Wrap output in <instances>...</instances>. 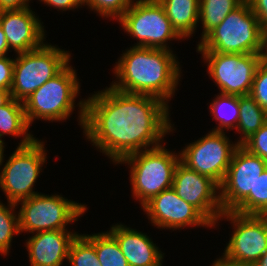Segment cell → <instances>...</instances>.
Instances as JSON below:
<instances>
[{
	"mask_svg": "<svg viewBox=\"0 0 267 266\" xmlns=\"http://www.w3.org/2000/svg\"><path fill=\"white\" fill-rule=\"evenodd\" d=\"M30 7L29 0H0V11Z\"/></svg>",
	"mask_w": 267,
	"mask_h": 266,
	"instance_id": "34",
	"label": "cell"
},
{
	"mask_svg": "<svg viewBox=\"0 0 267 266\" xmlns=\"http://www.w3.org/2000/svg\"><path fill=\"white\" fill-rule=\"evenodd\" d=\"M8 51H9V47L7 44V39H6L5 34L2 30V27L0 26V57L8 54L7 53Z\"/></svg>",
	"mask_w": 267,
	"mask_h": 266,
	"instance_id": "35",
	"label": "cell"
},
{
	"mask_svg": "<svg viewBox=\"0 0 267 266\" xmlns=\"http://www.w3.org/2000/svg\"><path fill=\"white\" fill-rule=\"evenodd\" d=\"M209 108L213 118L218 121V127L212 131L224 132L226 129H236L240 115L239 96L219 93Z\"/></svg>",
	"mask_w": 267,
	"mask_h": 266,
	"instance_id": "22",
	"label": "cell"
},
{
	"mask_svg": "<svg viewBox=\"0 0 267 266\" xmlns=\"http://www.w3.org/2000/svg\"><path fill=\"white\" fill-rule=\"evenodd\" d=\"M36 17L30 7L0 11V26L9 49L19 54L37 49L44 43V26Z\"/></svg>",
	"mask_w": 267,
	"mask_h": 266,
	"instance_id": "16",
	"label": "cell"
},
{
	"mask_svg": "<svg viewBox=\"0 0 267 266\" xmlns=\"http://www.w3.org/2000/svg\"><path fill=\"white\" fill-rule=\"evenodd\" d=\"M175 193L197 208L215 227L223 213L220 186L211 178L189 169L181 161L177 164L173 185Z\"/></svg>",
	"mask_w": 267,
	"mask_h": 266,
	"instance_id": "14",
	"label": "cell"
},
{
	"mask_svg": "<svg viewBox=\"0 0 267 266\" xmlns=\"http://www.w3.org/2000/svg\"><path fill=\"white\" fill-rule=\"evenodd\" d=\"M250 95L267 112V62L264 60L256 70Z\"/></svg>",
	"mask_w": 267,
	"mask_h": 266,
	"instance_id": "29",
	"label": "cell"
},
{
	"mask_svg": "<svg viewBox=\"0 0 267 266\" xmlns=\"http://www.w3.org/2000/svg\"><path fill=\"white\" fill-rule=\"evenodd\" d=\"M173 29L181 38L195 33L199 22L200 0H158Z\"/></svg>",
	"mask_w": 267,
	"mask_h": 266,
	"instance_id": "19",
	"label": "cell"
},
{
	"mask_svg": "<svg viewBox=\"0 0 267 266\" xmlns=\"http://www.w3.org/2000/svg\"><path fill=\"white\" fill-rule=\"evenodd\" d=\"M264 31L247 0L232 10L221 24L197 45L198 52L262 54Z\"/></svg>",
	"mask_w": 267,
	"mask_h": 266,
	"instance_id": "3",
	"label": "cell"
},
{
	"mask_svg": "<svg viewBox=\"0 0 267 266\" xmlns=\"http://www.w3.org/2000/svg\"><path fill=\"white\" fill-rule=\"evenodd\" d=\"M262 58L267 62V29L264 30Z\"/></svg>",
	"mask_w": 267,
	"mask_h": 266,
	"instance_id": "38",
	"label": "cell"
},
{
	"mask_svg": "<svg viewBox=\"0 0 267 266\" xmlns=\"http://www.w3.org/2000/svg\"><path fill=\"white\" fill-rule=\"evenodd\" d=\"M78 106L86 138L117 164L132 153L162 145V138L174 130L169 105L150 95L128 94L110 86L80 100Z\"/></svg>",
	"mask_w": 267,
	"mask_h": 266,
	"instance_id": "1",
	"label": "cell"
},
{
	"mask_svg": "<svg viewBox=\"0 0 267 266\" xmlns=\"http://www.w3.org/2000/svg\"><path fill=\"white\" fill-rule=\"evenodd\" d=\"M241 146L267 162V122Z\"/></svg>",
	"mask_w": 267,
	"mask_h": 266,
	"instance_id": "30",
	"label": "cell"
},
{
	"mask_svg": "<svg viewBox=\"0 0 267 266\" xmlns=\"http://www.w3.org/2000/svg\"><path fill=\"white\" fill-rule=\"evenodd\" d=\"M69 51L43 43L39 48L17 54L14 59L11 95L23 102L70 61Z\"/></svg>",
	"mask_w": 267,
	"mask_h": 266,
	"instance_id": "6",
	"label": "cell"
},
{
	"mask_svg": "<svg viewBox=\"0 0 267 266\" xmlns=\"http://www.w3.org/2000/svg\"><path fill=\"white\" fill-rule=\"evenodd\" d=\"M12 99L11 91L0 89V107L6 105Z\"/></svg>",
	"mask_w": 267,
	"mask_h": 266,
	"instance_id": "36",
	"label": "cell"
},
{
	"mask_svg": "<svg viewBox=\"0 0 267 266\" xmlns=\"http://www.w3.org/2000/svg\"><path fill=\"white\" fill-rule=\"evenodd\" d=\"M212 266H241V265L228 262L222 257V258L216 259Z\"/></svg>",
	"mask_w": 267,
	"mask_h": 266,
	"instance_id": "37",
	"label": "cell"
},
{
	"mask_svg": "<svg viewBox=\"0 0 267 266\" xmlns=\"http://www.w3.org/2000/svg\"><path fill=\"white\" fill-rule=\"evenodd\" d=\"M229 219L233 234L222 257L241 266H252L267 250V216L223 212L219 219Z\"/></svg>",
	"mask_w": 267,
	"mask_h": 266,
	"instance_id": "12",
	"label": "cell"
},
{
	"mask_svg": "<svg viewBox=\"0 0 267 266\" xmlns=\"http://www.w3.org/2000/svg\"><path fill=\"white\" fill-rule=\"evenodd\" d=\"M118 21L124 32L139 40L134 46L172 51L167 46L168 40L182 39L158 0H133Z\"/></svg>",
	"mask_w": 267,
	"mask_h": 266,
	"instance_id": "8",
	"label": "cell"
},
{
	"mask_svg": "<svg viewBox=\"0 0 267 266\" xmlns=\"http://www.w3.org/2000/svg\"><path fill=\"white\" fill-rule=\"evenodd\" d=\"M180 154L175 155L164 145L132 153L118 163L130 165L132 195L143 207L163 190L172 188L173 176Z\"/></svg>",
	"mask_w": 267,
	"mask_h": 266,
	"instance_id": "4",
	"label": "cell"
},
{
	"mask_svg": "<svg viewBox=\"0 0 267 266\" xmlns=\"http://www.w3.org/2000/svg\"><path fill=\"white\" fill-rule=\"evenodd\" d=\"M83 235L95 246L101 266H129L117 240L108 231Z\"/></svg>",
	"mask_w": 267,
	"mask_h": 266,
	"instance_id": "24",
	"label": "cell"
},
{
	"mask_svg": "<svg viewBox=\"0 0 267 266\" xmlns=\"http://www.w3.org/2000/svg\"><path fill=\"white\" fill-rule=\"evenodd\" d=\"M199 53L208 63V74L221 94L250 95L256 70L263 60L262 54Z\"/></svg>",
	"mask_w": 267,
	"mask_h": 266,
	"instance_id": "11",
	"label": "cell"
},
{
	"mask_svg": "<svg viewBox=\"0 0 267 266\" xmlns=\"http://www.w3.org/2000/svg\"><path fill=\"white\" fill-rule=\"evenodd\" d=\"M239 146L237 142L231 144L225 132L210 131L204 137L185 146L179 152L180 161L220 186Z\"/></svg>",
	"mask_w": 267,
	"mask_h": 266,
	"instance_id": "10",
	"label": "cell"
},
{
	"mask_svg": "<svg viewBox=\"0 0 267 266\" xmlns=\"http://www.w3.org/2000/svg\"><path fill=\"white\" fill-rule=\"evenodd\" d=\"M133 0H86L91 10L102 17L119 19L130 7ZM114 17V18H113Z\"/></svg>",
	"mask_w": 267,
	"mask_h": 266,
	"instance_id": "28",
	"label": "cell"
},
{
	"mask_svg": "<svg viewBox=\"0 0 267 266\" xmlns=\"http://www.w3.org/2000/svg\"><path fill=\"white\" fill-rule=\"evenodd\" d=\"M252 266H267L265 261H256Z\"/></svg>",
	"mask_w": 267,
	"mask_h": 266,
	"instance_id": "40",
	"label": "cell"
},
{
	"mask_svg": "<svg viewBox=\"0 0 267 266\" xmlns=\"http://www.w3.org/2000/svg\"><path fill=\"white\" fill-rule=\"evenodd\" d=\"M67 260L71 266H101L95 246L79 234L71 243Z\"/></svg>",
	"mask_w": 267,
	"mask_h": 266,
	"instance_id": "27",
	"label": "cell"
},
{
	"mask_svg": "<svg viewBox=\"0 0 267 266\" xmlns=\"http://www.w3.org/2000/svg\"><path fill=\"white\" fill-rule=\"evenodd\" d=\"M239 110L236 131L242 135L237 143L242 145L267 122V112L251 95L239 96Z\"/></svg>",
	"mask_w": 267,
	"mask_h": 266,
	"instance_id": "21",
	"label": "cell"
},
{
	"mask_svg": "<svg viewBox=\"0 0 267 266\" xmlns=\"http://www.w3.org/2000/svg\"><path fill=\"white\" fill-rule=\"evenodd\" d=\"M48 6L55 7L59 10H72L79 6L86 5V0H39Z\"/></svg>",
	"mask_w": 267,
	"mask_h": 266,
	"instance_id": "33",
	"label": "cell"
},
{
	"mask_svg": "<svg viewBox=\"0 0 267 266\" xmlns=\"http://www.w3.org/2000/svg\"><path fill=\"white\" fill-rule=\"evenodd\" d=\"M244 0H200L199 21L203 25V38L210 30L227 17V15L236 9Z\"/></svg>",
	"mask_w": 267,
	"mask_h": 266,
	"instance_id": "23",
	"label": "cell"
},
{
	"mask_svg": "<svg viewBox=\"0 0 267 266\" xmlns=\"http://www.w3.org/2000/svg\"><path fill=\"white\" fill-rule=\"evenodd\" d=\"M257 261L267 262V250L263 253V255Z\"/></svg>",
	"mask_w": 267,
	"mask_h": 266,
	"instance_id": "41",
	"label": "cell"
},
{
	"mask_svg": "<svg viewBox=\"0 0 267 266\" xmlns=\"http://www.w3.org/2000/svg\"><path fill=\"white\" fill-rule=\"evenodd\" d=\"M78 234L67 230L37 232L26 242L30 266H61L68 259L72 241Z\"/></svg>",
	"mask_w": 267,
	"mask_h": 266,
	"instance_id": "17",
	"label": "cell"
},
{
	"mask_svg": "<svg viewBox=\"0 0 267 266\" xmlns=\"http://www.w3.org/2000/svg\"><path fill=\"white\" fill-rule=\"evenodd\" d=\"M109 233L117 240L129 266H162L164 253L146 234L118 223Z\"/></svg>",
	"mask_w": 267,
	"mask_h": 266,
	"instance_id": "18",
	"label": "cell"
},
{
	"mask_svg": "<svg viewBox=\"0 0 267 266\" xmlns=\"http://www.w3.org/2000/svg\"><path fill=\"white\" fill-rule=\"evenodd\" d=\"M263 29H267V0H247Z\"/></svg>",
	"mask_w": 267,
	"mask_h": 266,
	"instance_id": "32",
	"label": "cell"
},
{
	"mask_svg": "<svg viewBox=\"0 0 267 266\" xmlns=\"http://www.w3.org/2000/svg\"><path fill=\"white\" fill-rule=\"evenodd\" d=\"M18 213L19 231L37 233L50 230H67L66 225L78 221L88 209L85 204L63 198L60 195L35 194L23 199Z\"/></svg>",
	"mask_w": 267,
	"mask_h": 266,
	"instance_id": "7",
	"label": "cell"
},
{
	"mask_svg": "<svg viewBox=\"0 0 267 266\" xmlns=\"http://www.w3.org/2000/svg\"><path fill=\"white\" fill-rule=\"evenodd\" d=\"M79 91L76 70L68 63L23 101L29 126L35 119L52 122L67 119L75 109L74 103Z\"/></svg>",
	"mask_w": 267,
	"mask_h": 266,
	"instance_id": "5",
	"label": "cell"
},
{
	"mask_svg": "<svg viewBox=\"0 0 267 266\" xmlns=\"http://www.w3.org/2000/svg\"><path fill=\"white\" fill-rule=\"evenodd\" d=\"M142 209L157 228L174 230L186 226H214L197 208L180 198L173 188L163 190Z\"/></svg>",
	"mask_w": 267,
	"mask_h": 266,
	"instance_id": "15",
	"label": "cell"
},
{
	"mask_svg": "<svg viewBox=\"0 0 267 266\" xmlns=\"http://www.w3.org/2000/svg\"><path fill=\"white\" fill-rule=\"evenodd\" d=\"M14 74V59L0 57V89L11 90Z\"/></svg>",
	"mask_w": 267,
	"mask_h": 266,
	"instance_id": "31",
	"label": "cell"
},
{
	"mask_svg": "<svg viewBox=\"0 0 267 266\" xmlns=\"http://www.w3.org/2000/svg\"><path fill=\"white\" fill-rule=\"evenodd\" d=\"M44 142L35 139L26 146H17L0 172V188L7 201L15 203L39 192L33 191L42 165L46 162Z\"/></svg>",
	"mask_w": 267,
	"mask_h": 266,
	"instance_id": "9",
	"label": "cell"
},
{
	"mask_svg": "<svg viewBox=\"0 0 267 266\" xmlns=\"http://www.w3.org/2000/svg\"><path fill=\"white\" fill-rule=\"evenodd\" d=\"M232 211L242 215L267 216V168L257 178L253 194H248Z\"/></svg>",
	"mask_w": 267,
	"mask_h": 266,
	"instance_id": "25",
	"label": "cell"
},
{
	"mask_svg": "<svg viewBox=\"0 0 267 266\" xmlns=\"http://www.w3.org/2000/svg\"><path fill=\"white\" fill-rule=\"evenodd\" d=\"M29 127L23 102L12 98L6 105L0 107V144H5L1 138L9 134L23 137L18 146L29 145L35 140L33 135L28 133Z\"/></svg>",
	"mask_w": 267,
	"mask_h": 266,
	"instance_id": "20",
	"label": "cell"
},
{
	"mask_svg": "<svg viewBox=\"0 0 267 266\" xmlns=\"http://www.w3.org/2000/svg\"><path fill=\"white\" fill-rule=\"evenodd\" d=\"M5 145L0 144V166L2 165V162L4 161V147Z\"/></svg>",
	"mask_w": 267,
	"mask_h": 266,
	"instance_id": "39",
	"label": "cell"
},
{
	"mask_svg": "<svg viewBox=\"0 0 267 266\" xmlns=\"http://www.w3.org/2000/svg\"><path fill=\"white\" fill-rule=\"evenodd\" d=\"M0 201V253H9L13 235L19 234L18 215L14 212L17 206L15 203L8 202L7 206ZM15 213V214H14Z\"/></svg>",
	"mask_w": 267,
	"mask_h": 266,
	"instance_id": "26",
	"label": "cell"
},
{
	"mask_svg": "<svg viewBox=\"0 0 267 266\" xmlns=\"http://www.w3.org/2000/svg\"><path fill=\"white\" fill-rule=\"evenodd\" d=\"M266 168L265 160L249 153L241 145L235 150L220 185L223 212L232 211L248 194H253L254 184Z\"/></svg>",
	"mask_w": 267,
	"mask_h": 266,
	"instance_id": "13",
	"label": "cell"
},
{
	"mask_svg": "<svg viewBox=\"0 0 267 266\" xmlns=\"http://www.w3.org/2000/svg\"><path fill=\"white\" fill-rule=\"evenodd\" d=\"M173 51L133 46L120 56L110 86L128 94L150 95L166 104L177 90L181 69Z\"/></svg>",
	"mask_w": 267,
	"mask_h": 266,
	"instance_id": "2",
	"label": "cell"
}]
</instances>
